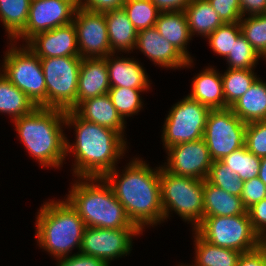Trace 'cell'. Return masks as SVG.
Wrapping results in <instances>:
<instances>
[{"label": "cell", "instance_id": "cell-1", "mask_svg": "<svg viewBox=\"0 0 266 266\" xmlns=\"http://www.w3.org/2000/svg\"><path fill=\"white\" fill-rule=\"evenodd\" d=\"M73 128L75 141L66 137V156L73 154L74 178H100L114 170L127 151V141L110 128L80 118L73 110L65 114V127ZM73 126V127H72ZM69 153V154H68Z\"/></svg>", "mask_w": 266, "mask_h": 266}, {"label": "cell", "instance_id": "cell-2", "mask_svg": "<svg viewBox=\"0 0 266 266\" xmlns=\"http://www.w3.org/2000/svg\"><path fill=\"white\" fill-rule=\"evenodd\" d=\"M145 162L135 157L127 163L121 173L115 168L103 177L125 208L132 223L142 233L145 227H154L164 222L160 165L152 169Z\"/></svg>", "mask_w": 266, "mask_h": 266}, {"label": "cell", "instance_id": "cell-3", "mask_svg": "<svg viewBox=\"0 0 266 266\" xmlns=\"http://www.w3.org/2000/svg\"><path fill=\"white\" fill-rule=\"evenodd\" d=\"M65 114L61 109L36 107L13 120L19 140L43 168L59 169L66 159Z\"/></svg>", "mask_w": 266, "mask_h": 266}, {"label": "cell", "instance_id": "cell-4", "mask_svg": "<svg viewBox=\"0 0 266 266\" xmlns=\"http://www.w3.org/2000/svg\"><path fill=\"white\" fill-rule=\"evenodd\" d=\"M66 196L86 227L137 228L103 177L77 178Z\"/></svg>", "mask_w": 266, "mask_h": 266}, {"label": "cell", "instance_id": "cell-5", "mask_svg": "<svg viewBox=\"0 0 266 266\" xmlns=\"http://www.w3.org/2000/svg\"><path fill=\"white\" fill-rule=\"evenodd\" d=\"M35 225L38 246L53 258L68 257L75 248L80 252L86 226L65 198L45 201L37 212Z\"/></svg>", "mask_w": 266, "mask_h": 266}, {"label": "cell", "instance_id": "cell-6", "mask_svg": "<svg viewBox=\"0 0 266 266\" xmlns=\"http://www.w3.org/2000/svg\"><path fill=\"white\" fill-rule=\"evenodd\" d=\"M204 180L167 172L160 165L161 205L164 221L174 211L193 229L204 217Z\"/></svg>", "mask_w": 266, "mask_h": 266}, {"label": "cell", "instance_id": "cell-7", "mask_svg": "<svg viewBox=\"0 0 266 266\" xmlns=\"http://www.w3.org/2000/svg\"><path fill=\"white\" fill-rule=\"evenodd\" d=\"M1 73L25 93L37 107H46V82L40 58L24 43H8Z\"/></svg>", "mask_w": 266, "mask_h": 266}, {"label": "cell", "instance_id": "cell-8", "mask_svg": "<svg viewBox=\"0 0 266 266\" xmlns=\"http://www.w3.org/2000/svg\"><path fill=\"white\" fill-rule=\"evenodd\" d=\"M193 230L212 245L241 253L254 251L262 245L248 212L236 216L203 217Z\"/></svg>", "mask_w": 266, "mask_h": 266}, {"label": "cell", "instance_id": "cell-9", "mask_svg": "<svg viewBox=\"0 0 266 266\" xmlns=\"http://www.w3.org/2000/svg\"><path fill=\"white\" fill-rule=\"evenodd\" d=\"M46 82V108L73 110L77 106L81 57L40 58Z\"/></svg>", "mask_w": 266, "mask_h": 266}, {"label": "cell", "instance_id": "cell-10", "mask_svg": "<svg viewBox=\"0 0 266 266\" xmlns=\"http://www.w3.org/2000/svg\"><path fill=\"white\" fill-rule=\"evenodd\" d=\"M210 110L189 95L175 103L162 127L161 138L165 150L180 143L202 139Z\"/></svg>", "mask_w": 266, "mask_h": 266}, {"label": "cell", "instance_id": "cell-11", "mask_svg": "<svg viewBox=\"0 0 266 266\" xmlns=\"http://www.w3.org/2000/svg\"><path fill=\"white\" fill-rule=\"evenodd\" d=\"M246 126L229 107L211 109L203 134L211 159L220 161L245 146Z\"/></svg>", "mask_w": 266, "mask_h": 266}, {"label": "cell", "instance_id": "cell-12", "mask_svg": "<svg viewBox=\"0 0 266 266\" xmlns=\"http://www.w3.org/2000/svg\"><path fill=\"white\" fill-rule=\"evenodd\" d=\"M139 234L142 232L138 228L85 227L80 253L101 258L109 265L112 260L131 253L132 238Z\"/></svg>", "mask_w": 266, "mask_h": 266}, {"label": "cell", "instance_id": "cell-13", "mask_svg": "<svg viewBox=\"0 0 266 266\" xmlns=\"http://www.w3.org/2000/svg\"><path fill=\"white\" fill-rule=\"evenodd\" d=\"M77 0H31L24 31L13 41L25 44L36 34L73 22Z\"/></svg>", "mask_w": 266, "mask_h": 266}, {"label": "cell", "instance_id": "cell-14", "mask_svg": "<svg viewBox=\"0 0 266 266\" xmlns=\"http://www.w3.org/2000/svg\"><path fill=\"white\" fill-rule=\"evenodd\" d=\"M81 58H105L111 52L105 12L77 7L73 17Z\"/></svg>", "mask_w": 266, "mask_h": 266}, {"label": "cell", "instance_id": "cell-15", "mask_svg": "<svg viewBox=\"0 0 266 266\" xmlns=\"http://www.w3.org/2000/svg\"><path fill=\"white\" fill-rule=\"evenodd\" d=\"M167 163L162 167L169 173L205 180L213 160L204 139L180 143L166 149Z\"/></svg>", "mask_w": 266, "mask_h": 266}, {"label": "cell", "instance_id": "cell-16", "mask_svg": "<svg viewBox=\"0 0 266 266\" xmlns=\"http://www.w3.org/2000/svg\"><path fill=\"white\" fill-rule=\"evenodd\" d=\"M25 45L39 58L80 57L76 28L73 22L38 33Z\"/></svg>", "mask_w": 266, "mask_h": 266}, {"label": "cell", "instance_id": "cell-17", "mask_svg": "<svg viewBox=\"0 0 266 266\" xmlns=\"http://www.w3.org/2000/svg\"><path fill=\"white\" fill-rule=\"evenodd\" d=\"M135 49L141 51L155 66L179 69L192 67L193 60L186 59L155 26L139 31Z\"/></svg>", "mask_w": 266, "mask_h": 266}, {"label": "cell", "instance_id": "cell-18", "mask_svg": "<svg viewBox=\"0 0 266 266\" xmlns=\"http://www.w3.org/2000/svg\"><path fill=\"white\" fill-rule=\"evenodd\" d=\"M105 58H82L78 75L77 105L92 97L108 94L110 89Z\"/></svg>", "mask_w": 266, "mask_h": 266}, {"label": "cell", "instance_id": "cell-19", "mask_svg": "<svg viewBox=\"0 0 266 266\" xmlns=\"http://www.w3.org/2000/svg\"><path fill=\"white\" fill-rule=\"evenodd\" d=\"M110 54L106 59L110 87L150 89L151 81L144 67L134 58Z\"/></svg>", "mask_w": 266, "mask_h": 266}, {"label": "cell", "instance_id": "cell-20", "mask_svg": "<svg viewBox=\"0 0 266 266\" xmlns=\"http://www.w3.org/2000/svg\"><path fill=\"white\" fill-rule=\"evenodd\" d=\"M73 111L82 119L117 131L123 137L126 123L116 111L108 94L88 98Z\"/></svg>", "mask_w": 266, "mask_h": 266}, {"label": "cell", "instance_id": "cell-21", "mask_svg": "<svg viewBox=\"0 0 266 266\" xmlns=\"http://www.w3.org/2000/svg\"><path fill=\"white\" fill-rule=\"evenodd\" d=\"M192 79V89L188 94L192 99L210 109L226 108L221 73L209 66Z\"/></svg>", "mask_w": 266, "mask_h": 266}, {"label": "cell", "instance_id": "cell-22", "mask_svg": "<svg viewBox=\"0 0 266 266\" xmlns=\"http://www.w3.org/2000/svg\"><path fill=\"white\" fill-rule=\"evenodd\" d=\"M111 52L131 53L135 50L138 31L123 8L105 12Z\"/></svg>", "mask_w": 266, "mask_h": 266}, {"label": "cell", "instance_id": "cell-23", "mask_svg": "<svg viewBox=\"0 0 266 266\" xmlns=\"http://www.w3.org/2000/svg\"><path fill=\"white\" fill-rule=\"evenodd\" d=\"M155 27L186 59L193 60L187 50L192 36L184 11L160 12Z\"/></svg>", "mask_w": 266, "mask_h": 266}, {"label": "cell", "instance_id": "cell-24", "mask_svg": "<svg viewBox=\"0 0 266 266\" xmlns=\"http://www.w3.org/2000/svg\"><path fill=\"white\" fill-rule=\"evenodd\" d=\"M204 217L236 216L245 214L241 197L232 195L218 186L204 180Z\"/></svg>", "mask_w": 266, "mask_h": 266}, {"label": "cell", "instance_id": "cell-25", "mask_svg": "<svg viewBox=\"0 0 266 266\" xmlns=\"http://www.w3.org/2000/svg\"><path fill=\"white\" fill-rule=\"evenodd\" d=\"M230 108L245 123L266 120V82L257 78Z\"/></svg>", "mask_w": 266, "mask_h": 266}, {"label": "cell", "instance_id": "cell-26", "mask_svg": "<svg viewBox=\"0 0 266 266\" xmlns=\"http://www.w3.org/2000/svg\"><path fill=\"white\" fill-rule=\"evenodd\" d=\"M184 14L187 19L191 36L201 35L207 38L224 22L213 9L208 0H191L185 8Z\"/></svg>", "mask_w": 266, "mask_h": 266}, {"label": "cell", "instance_id": "cell-27", "mask_svg": "<svg viewBox=\"0 0 266 266\" xmlns=\"http://www.w3.org/2000/svg\"><path fill=\"white\" fill-rule=\"evenodd\" d=\"M194 264L191 266H237L241 252L215 246L200 237L194 230Z\"/></svg>", "mask_w": 266, "mask_h": 266}, {"label": "cell", "instance_id": "cell-28", "mask_svg": "<svg viewBox=\"0 0 266 266\" xmlns=\"http://www.w3.org/2000/svg\"><path fill=\"white\" fill-rule=\"evenodd\" d=\"M36 107L33 101L0 71V113L8 114L15 120L29 114Z\"/></svg>", "mask_w": 266, "mask_h": 266}, {"label": "cell", "instance_id": "cell-29", "mask_svg": "<svg viewBox=\"0 0 266 266\" xmlns=\"http://www.w3.org/2000/svg\"><path fill=\"white\" fill-rule=\"evenodd\" d=\"M31 0H0V21L13 42L25 29Z\"/></svg>", "mask_w": 266, "mask_h": 266}, {"label": "cell", "instance_id": "cell-30", "mask_svg": "<svg viewBox=\"0 0 266 266\" xmlns=\"http://www.w3.org/2000/svg\"><path fill=\"white\" fill-rule=\"evenodd\" d=\"M223 94L226 108H230L245 94L253 82L258 78L254 69H230L222 74Z\"/></svg>", "mask_w": 266, "mask_h": 266}, {"label": "cell", "instance_id": "cell-31", "mask_svg": "<svg viewBox=\"0 0 266 266\" xmlns=\"http://www.w3.org/2000/svg\"><path fill=\"white\" fill-rule=\"evenodd\" d=\"M220 161L238 175L242 181L258 177L261 158L252 154L246 146L233 151Z\"/></svg>", "mask_w": 266, "mask_h": 266}, {"label": "cell", "instance_id": "cell-32", "mask_svg": "<svg viewBox=\"0 0 266 266\" xmlns=\"http://www.w3.org/2000/svg\"><path fill=\"white\" fill-rule=\"evenodd\" d=\"M149 89H133L125 87H111L108 95L118 114L126 121V117H131L143 108V99L140 92H147Z\"/></svg>", "mask_w": 266, "mask_h": 266}, {"label": "cell", "instance_id": "cell-33", "mask_svg": "<svg viewBox=\"0 0 266 266\" xmlns=\"http://www.w3.org/2000/svg\"><path fill=\"white\" fill-rule=\"evenodd\" d=\"M122 8L138 32L155 26L161 12L150 0H126Z\"/></svg>", "mask_w": 266, "mask_h": 266}, {"label": "cell", "instance_id": "cell-34", "mask_svg": "<svg viewBox=\"0 0 266 266\" xmlns=\"http://www.w3.org/2000/svg\"><path fill=\"white\" fill-rule=\"evenodd\" d=\"M239 25L245 39L266 60V14L242 17Z\"/></svg>", "mask_w": 266, "mask_h": 266}, {"label": "cell", "instance_id": "cell-35", "mask_svg": "<svg viewBox=\"0 0 266 266\" xmlns=\"http://www.w3.org/2000/svg\"><path fill=\"white\" fill-rule=\"evenodd\" d=\"M230 69H254L263 59L241 34L235 41L230 54L225 58Z\"/></svg>", "mask_w": 266, "mask_h": 266}, {"label": "cell", "instance_id": "cell-36", "mask_svg": "<svg viewBox=\"0 0 266 266\" xmlns=\"http://www.w3.org/2000/svg\"><path fill=\"white\" fill-rule=\"evenodd\" d=\"M241 34L239 22L224 23L211 33L207 39L211 50L216 55L226 58L230 54L236 39Z\"/></svg>", "mask_w": 266, "mask_h": 266}, {"label": "cell", "instance_id": "cell-37", "mask_svg": "<svg viewBox=\"0 0 266 266\" xmlns=\"http://www.w3.org/2000/svg\"><path fill=\"white\" fill-rule=\"evenodd\" d=\"M207 180L224 191L239 197L244 184V181L221 161L212 162Z\"/></svg>", "mask_w": 266, "mask_h": 266}, {"label": "cell", "instance_id": "cell-38", "mask_svg": "<svg viewBox=\"0 0 266 266\" xmlns=\"http://www.w3.org/2000/svg\"><path fill=\"white\" fill-rule=\"evenodd\" d=\"M245 146L255 156L266 157V120L247 123Z\"/></svg>", "mask_w": 266, "mask_h": 266}, {"label": "cell", "instance_id": "cell-39", "mask_svg": "<svg viewBox=\"0 0 266 266\" xmlns=\"http://www.w3.org/2000/svg\"><path fill=\"white\" fill-rule=\"evenodd\" d=\"M241 200L246 209L266 198V185L258 178L244 181Z\"/></svg>", "mask_w": 266, "mask_h": 266}, {"label": "cell", "instance_id": "cell-40", "mask_svg": "<svg viewBox=\"0 0 266 266\" xmlns=\"http://www.w3.org/2000/svg\"><path fill=\"white\" fill-rule=\"evenodd\" d=\"M224 23L239 22L242 12L239 0H208Z\"/></svg>", "mask_w": 266, "mask_h": 266}, {"label": "cell", "instance_id": "cell-41", "mask_svg": "<svg viewBox=\"0 0 266 266\" xmlns=\"http://www.w3.org/2000/svg\"><path fill=\"white\" fill-rule=\"evenodd\" d=\"M254 231L263 239L266 237V198L247 209Z\"/></svg>", "mask_w": 266, "mask_h": 266}, {"label": "cell", "instance_id": "cell-42", "mask_svg": "<svg viewBox=\"0 0 266 266\" xmlns=\"http://www.w3.org/2000/svg\"><path fill=\"white\" fill-rule=\"evenodd\" d=\"M56 260H58L57 266H110L101 258L85 255L80 252Z\"/></svg>", "mask_w": 266, "mask_h": 266}, {"label": "cell", "instance_id": "cell-43", "mask_svg": "<svg viewBox=\"0 0 266 266\" xmlns=\"http://www.w3.org/2000/svg\"><path fill=\"white\" fill-rule=\"evenodd\" d=\"M126 0H77V7L93 12H107L122 8Z\"/></svg>", "mask_w": 266, "mask_h": 266}, {"label": "cell", "instance_id": "cell-44", "mask_svg": "<svg viewBox=\"0 0 266 266\" xmlns=\"http://www.w3.org/2000/svg\"><path fill=\"white\" fill-rule=\"evenodd\" d=\"M237 266H266V249L261 245L254 251L242 253Z\"/></svg>", "mask_w": 266, "mask_h": 266}, {"label": "cell", "instance_id": "cell-45", "mask_svg": "<svg viewBox=\"0 0 266 266\" xmlns=\"http://www.w3.org/2000/svg\"><path fill=\"white\" fill-rule=\"evenodd\" d=\"M242 17L266 14V0H239Z\"/></svg>", "mask_w": 266, "mask_h": 266}, {"label": "cell", "instance_id": "cell-46", "mask_svg": "<svg viewBox=\"0 0 266 266\" xmlns=\"http://www.w3.org/2000/svg\"><path fill=\"white\" fill-rule=\"evenodd\" d=\"M161 12L184 11L191 0H150Z\"/></svg>", "mask_w": 266, "mask_h": 266}, {"label": "cell", "instance_id": "cell-47", "mask_svg": "<svg viewBox=\"0 0 266 266\" xmlns=\"http://www.w3.org/2000/svg\"><path fill=\"white\" fill-rule=\"evenodd\" d=\"M258 178L266 185V157L261 158Z\"/></svg>", "mask_w": 266, "mask_h": 266}, {"label": "cell", "instance_id": "cell-48", "mask_svg": "<svg viewBox=\"0 0 266 266\" xmlns=\"http://www.w3.org/2000/svg\"><path fill=\"white\" fill-rule=\"evenodd\" d=\"M262 245L266 249V239H262Z\"/></svg>", "mask_w": 266, "mask_h": 266}, {"label": "cell", "instance_id": "cell-49", "mask_svg": "<svg viewBox=\"0 0 266 266\" xmlns=\"http://www.w3.org/2000/svg\"><path fill=\"white\" fill-rule=\"evenodd\" d=\"M177 266H191V265H189V264H188V265H185V264H181V265H177Z\"/></svg>", "mask_w": 266, "mask_h": 266}]
</instances>
